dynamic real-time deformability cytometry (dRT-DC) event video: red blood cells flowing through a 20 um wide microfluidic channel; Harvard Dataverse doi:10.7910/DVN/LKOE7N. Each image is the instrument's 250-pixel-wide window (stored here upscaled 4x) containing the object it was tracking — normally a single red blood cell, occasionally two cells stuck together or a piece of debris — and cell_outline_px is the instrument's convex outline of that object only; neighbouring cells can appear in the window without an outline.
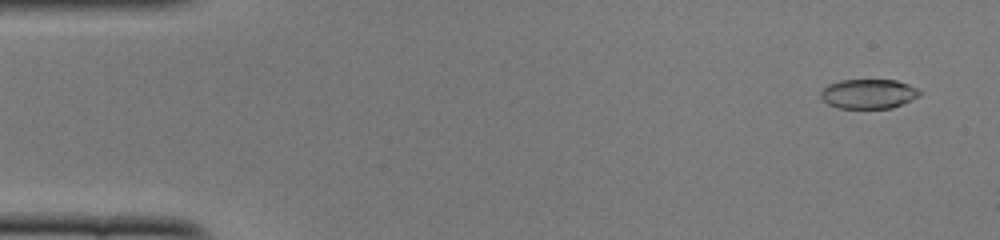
{"species": "common noctule bat (a hibernating species)", "species_latin": "Nyctalus noctula", "temperature_condition": "cold", "stored_images_in_passage": 15, "camera_frame_rate_fps": 3000, "um_per_image_px": 0.085, "animal": {"sex": "female", "body_mass_g": 22.0, "forearm_length_mm": 56.7}, "frame": {"image": 1, "passage_image": 3, "time_ms": 0.667, "image_size_px": [1000, 240], "cell_outline_px": [[920, 96], [912, 100], [892, 108], [840, 108], [828, 104], [820, 96], [820, 92], [828, 84], [840, 80], [896, 80], [908, 84], [916, 88], [920, 92]], "centroid_in_image_um": [73.82, 7.97], "position_along_channel_um": 11.2, "area_um2": 16.99}}